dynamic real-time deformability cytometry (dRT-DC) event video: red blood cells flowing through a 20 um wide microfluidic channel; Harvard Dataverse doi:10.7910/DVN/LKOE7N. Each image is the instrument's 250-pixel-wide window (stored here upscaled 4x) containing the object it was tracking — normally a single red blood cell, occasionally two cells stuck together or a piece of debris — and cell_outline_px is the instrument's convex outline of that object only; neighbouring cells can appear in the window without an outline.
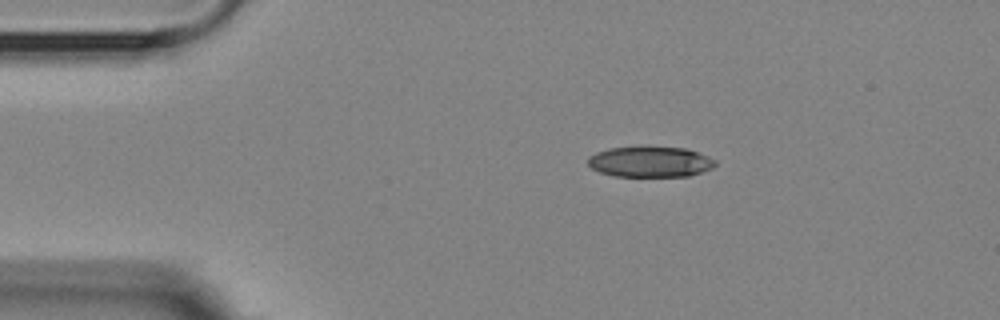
{"species": "Egyptian fruit bat (a non-hibernating species)", "species_latin": "Rousettus aegyptiacus", "temperature_condition": "room temperature", "stored_images_in_passage": 3, "camera_frame_rate_fps": 3000, "um_per_image_px": 0.085, "animal": {"sex": "female"}, "frame": {"image": 1, "passage_image": 1, "time_ms": 0.0, "image_size_px": [1000, 320], "cell_outline_px": [[716, 164], [712, 168], [688, 176], [612, 176], [600, 172], [592, 168], [588, 164], [588, 156], [596, 152], [608, 148], [640, 144], [688, 148], [716, 160]], "centroid_in_image_um": [55.23, 13.7], "position_along_channel_um": 29.8, "area_um2": 23.52}}
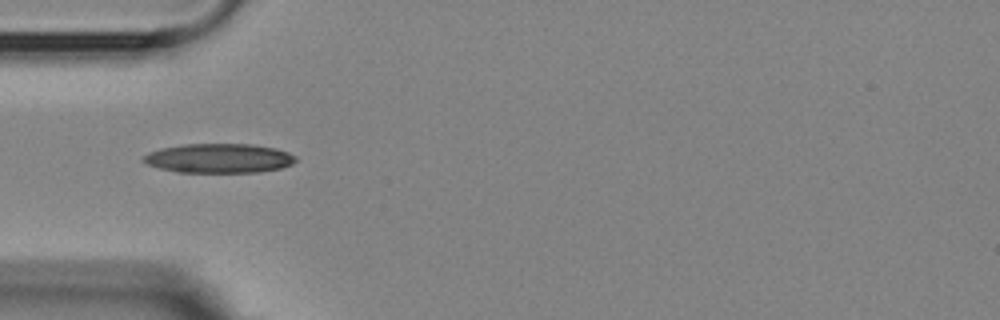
{"frame": {"image": 2, "passage_image": 3, "time_ms": 2.333, "image_size_px": [1000, 320], "cell_outline_px": [[296, 160], [292, 164], [280, 168], [260, 172], [180, 172], [160, 168], [148, 164], [140, 160], [148, 152], [160, 148], [184, 144], [252, 144], [276, 148], [288, 152], [296, 156]], "centroid_in_image_um": [18.62, 13.44], "position_along_channel_um": 66.4, "area_um2": 26.07}}